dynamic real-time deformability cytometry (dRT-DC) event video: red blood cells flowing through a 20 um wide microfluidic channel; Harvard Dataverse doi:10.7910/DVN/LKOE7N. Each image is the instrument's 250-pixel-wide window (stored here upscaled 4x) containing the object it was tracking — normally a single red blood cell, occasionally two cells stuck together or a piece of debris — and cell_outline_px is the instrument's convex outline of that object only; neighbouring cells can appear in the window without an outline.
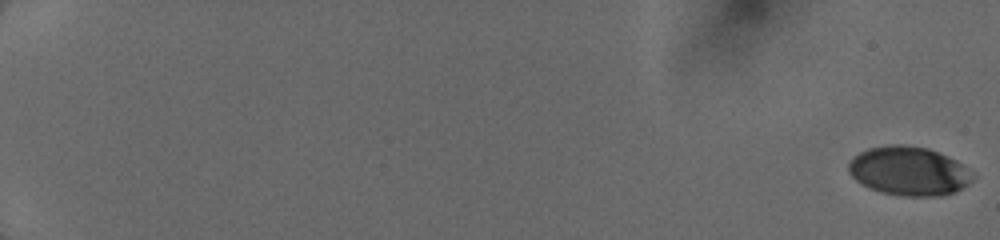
{"species": "human", "species_latin": "Homo sapiens", "temperature_condition": "cold", "stored_images_in_passage": 18, "camera_frame_rate_fps": 3000, "um_per_image_px": 0.085, "donor": {"sex": "female"}, "frame": {"image": 1, "passage_image": 1, "time_ms": 0.0, "image_size_px": [1000, 240], "cell_outline_px": [[976, 176], [968, 184], [956, 192], [940, 196], [900, 196], [880, 192], [868, 188], [856, 180], [848, 172], [848, 164], [852, 156], [868, 148], [888, 144], [904, 144], [928, 148], [948, 156], [956, 160], [968, 168]], "centroid_in_image_um": [77.25, 14.54], "position_along_channel_um": 7.7, "area_um2": 35.89}}